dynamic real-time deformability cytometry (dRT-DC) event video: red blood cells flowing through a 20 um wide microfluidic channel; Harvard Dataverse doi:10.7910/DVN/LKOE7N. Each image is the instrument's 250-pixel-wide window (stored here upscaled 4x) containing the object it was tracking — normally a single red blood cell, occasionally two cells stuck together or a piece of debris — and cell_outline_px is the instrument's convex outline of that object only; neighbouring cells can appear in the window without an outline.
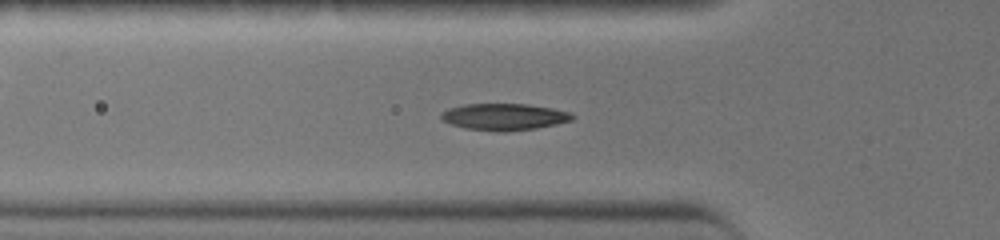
{"species": "common noctule bat (a hibernating species)", "species_latin": "Nyctalus noctula", "temperature_condition": "warm", "stored_images_in_passage": 40, "segment_of_instrument_passage": [1, 2], "camera_frame_rate_fps": 3000, "um_per_image_px": 0.085, "animal": {"sex": "female", "body_mass_g": 19.0, "forearm_length_mm": 51.5}, "frame": {"image": 1, "passage_image": 11, "time_ms": 3.333, "image_size_px": [1000, 240], "cell_outline_px": [[576, 116], [572, 120], [556, 124], [536, 128], [508, 132], [496, 132], [464, 128], [440, 120], [440, 112], [448, 108], [464, 104], [528, 104], [552, 108], [572, 112]], "centroid_in_image_um": [42.84, 9.93], "position_along_channel_um": 83.0, "area_um2": 20.75}}
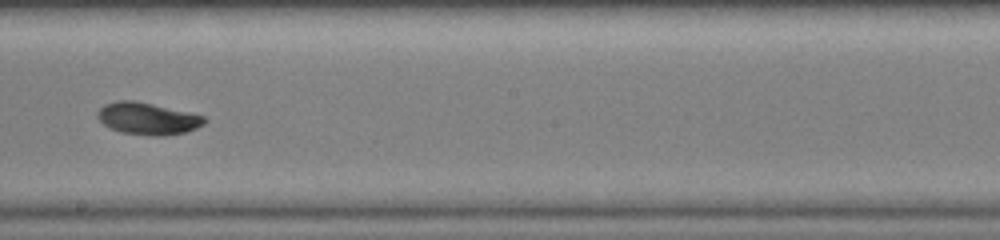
{"frame": {"image": 2, "passage_image": 21, "time_ms": 6.667, "image_size_px": [1000, 240], "cell_outline_px": [[208, 120], [204, 124], [196, 128], [184, 132], [164, 136], [152, 136], [120, 132], [104, 124], [96, 116], [96, 112], [104, 104], [116, 100], [136, 100], [188, 112], [204, 116]], "centroid_in_image_um": [12.53, 10.07], "position_along_channel_um": 235.7, "area_um2": 20.0}}
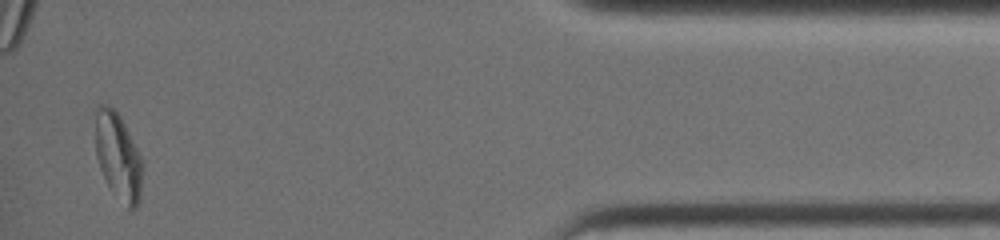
{"frame": {"image": 3, "passage_image": 37, "time_ms": 12.0, "image_size_px": [1000, 240], "cell_outline_px": [[144, 164], [140, 200], [136, 208], [132, 212], [128, 208], [104, 180], [96, 156], [96, 104], [108, 104], [116, 108]], "centroid_in_image_um": [10.05, 13.29], "position_along_channel_um": 425.1, "area_um2": 23.99}}